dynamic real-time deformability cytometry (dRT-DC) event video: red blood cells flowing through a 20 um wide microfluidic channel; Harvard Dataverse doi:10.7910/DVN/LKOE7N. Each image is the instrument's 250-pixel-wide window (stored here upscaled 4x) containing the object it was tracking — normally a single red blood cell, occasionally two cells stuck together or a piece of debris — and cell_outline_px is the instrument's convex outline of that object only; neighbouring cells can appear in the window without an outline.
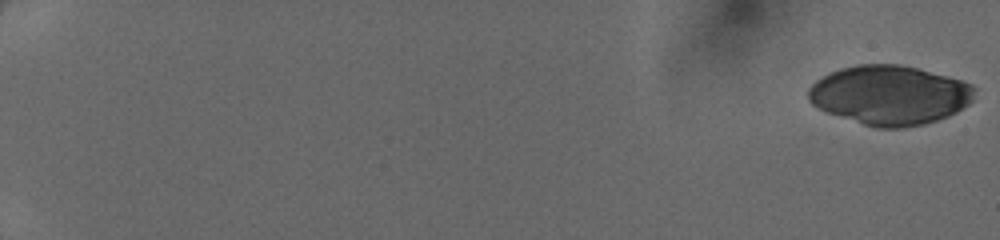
{"species": "human", "species_latin": "Homo sapiens", "temperature_condition": "cold", "stored_images_in_passage": 16, "camera_frame_rate_fps": 3000, "um_per_image_px": 0.085, "donor": {"sex": "female"}, "frame": {"image": 1, "passage_image": 1, "time_ms": 0.0, "image_size_px": [1000, 240], "cell_outline_px": [[972, 100], [968, 104], [956, 112], [948, 116], [924, 124], [904, 128], [876, 128], [824, 112], [816, 108], [808, 100], [808, 88], [816, 80], [828, 72], [840, 68], [856, 64], [900, 64], [916, 68], [960, 80], [972, 84]], "centroid_in_image_um": [75.54, 8.09], "position_along_channel_um": 9.5, "area_um2": 57.51}}
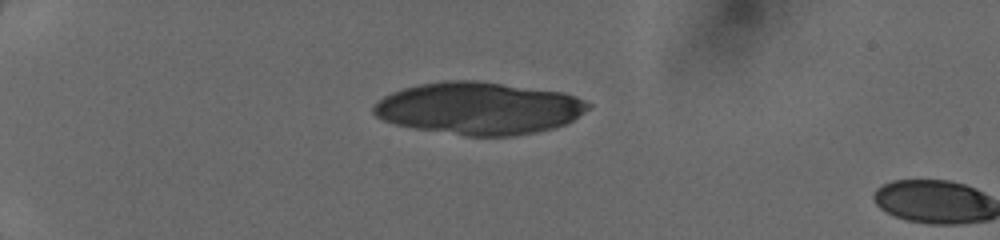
{"frame": {"image": 2, "passage_image": 15, "time_ms": 4.667, "image_size_px": [1000, 240], "cell_outline_px": [[592, 104], [584, 112], [572, 120], [564, 124], [552, 128], [536, 132], [512, 136], [468, 136], [416, 128], [396, 124], [384, 120], [376, 116], [372, 112], [372, 108], [384, 96], [392, 92], [404, 88], [420, 84], [444, 80], [476, 80], [564, 92], [584, 100]], "centroid_in_image_um": [40.71, 9.19], "position_along_channel_um": 44.3, "area_um2": 65.08}}